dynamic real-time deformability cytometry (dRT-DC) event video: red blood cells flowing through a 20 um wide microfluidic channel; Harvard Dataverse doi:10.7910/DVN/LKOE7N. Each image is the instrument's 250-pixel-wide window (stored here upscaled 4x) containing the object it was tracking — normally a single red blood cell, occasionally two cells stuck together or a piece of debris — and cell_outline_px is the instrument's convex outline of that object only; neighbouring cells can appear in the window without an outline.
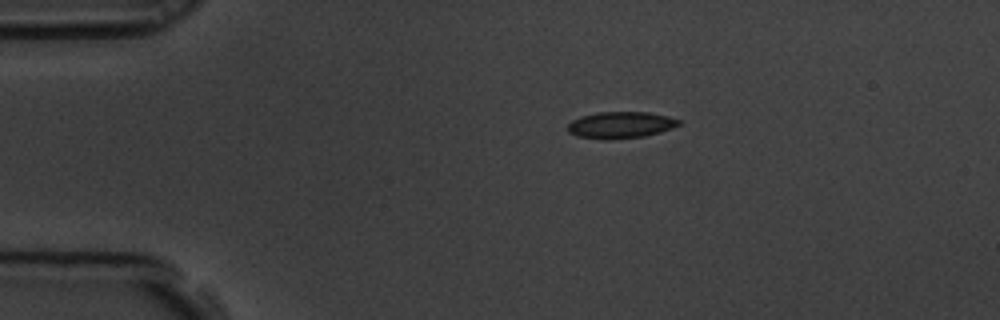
{"species": "common noctule bat (a hibernating species)", "species_latin": "Nyctalus noctula", "temperature_condition": "room temperature", "stored_images_in_passage": 48, "camera_frame_rate_fps": 3000, "um_per_image_px": 0.085, "animal": {"sex": "male", "body_mass_g": 19.5, "forearm_length_mm": 54.6}, "frame": {"image": 1, "passage_image": 1, "time_ms": 0.0, "image_size_px": [1000, 320], "cell_outline_px": [[680, 124], [672, 128], [660, 132], [644, 136], [608, 140], [604, 140], [576, 136], [568, 132], [568, 124], [572, 120], [580, 116], [596, 112], [648, 112], [668, 116], [680, 120]], "centroid_in_image_um": [52.72, 10.62], "position_along_channel_um": 32.3, "area_um2": 17.34}}
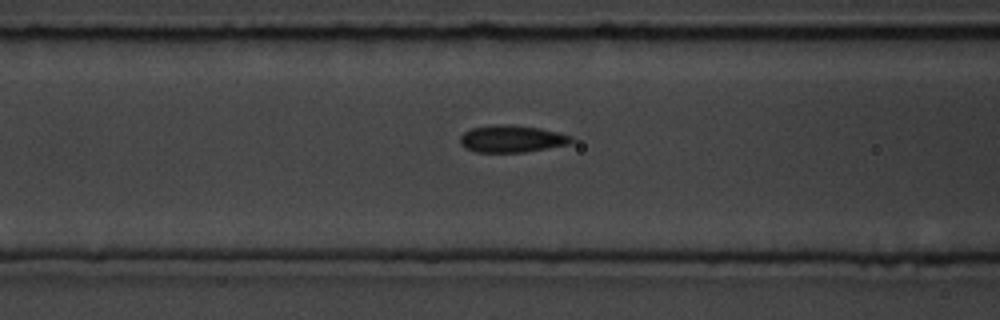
{"frame": {"image": 2, "passage_image": 13, "time_ms": 4.0, "image_size_px": [1000, 320], "cell_outline_px": [[572, 140], [568, 144], [524, 152], [476, 152], [460, 144], [460, 136], [464, 132], [472, 128], [496, 124], [512, 124], [540, 128], [572, 136]], "centroid_in_image_um": [43.47, 11.79], "position_along_channel_um": 123.1, "area_um2": 17.4}}
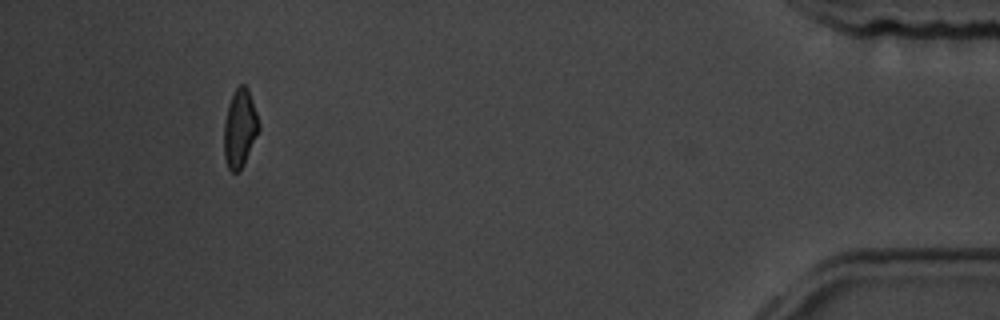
{"frame": {"image": 3, "passage_image": 44, "time_ms": 14.333, "image_size_px": [1000, 320], "cell_outline_px": [[260, 128], [244, 164], [240, 172], [232, 172], [228, 168], [224, 156], [224, 124], [228, 104], [236, 88], [240, 84], [244, 84], [248, 88], [260, 124]], "centroid_in_image_um": [20.38, 10.92], "position_along_channel_um": 414.8, "area_um2": 15.84}, "authors_computed_cell_mechanics": {"area_um2": 16.8487, "velocity_mm_per_s": 3.4691, "shape_relaxation_time_tau1_ms": 3.1309, "shape_relaxation_time_tau2_ms": 2.6111, "deformation_change_tau1": 0.1151, "deformation_change_tau2": 0.0809}}